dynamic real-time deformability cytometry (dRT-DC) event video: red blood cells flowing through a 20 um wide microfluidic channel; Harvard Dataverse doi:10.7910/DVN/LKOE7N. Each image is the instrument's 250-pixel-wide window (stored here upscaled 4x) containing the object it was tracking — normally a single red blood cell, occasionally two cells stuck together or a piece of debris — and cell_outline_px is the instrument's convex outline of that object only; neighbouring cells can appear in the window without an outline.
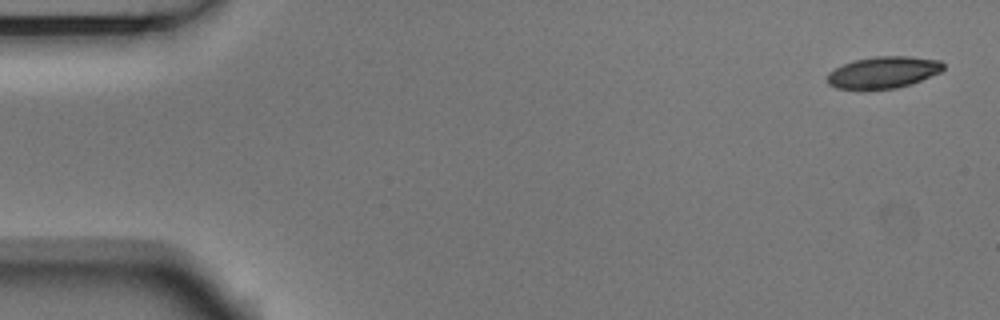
{"species": "Egyptian fruit bat (a non-hibernating species)", "species_latin": "Rousettus aegyptiacus", "temperature_condition": "room temperature", "stored_images_in_passage": 5, "camera_frame_rate_fps": 3000, "um_per_image_px": 0.085, "animal": {"sex": "male"}, "frame": {"image": 1, "passage_image": 1, "time_ms": 0.0, "image_size_px": [1000, 320], "cell_outline_px": [[944, 68], [940, 72], [912, 84], [896, 88], [836, 88], [828, 84], [828, 72], [852, 60], [876, 56], [908, 56], [940, 60], [944, 64]], "centroid_in_image_um": [75.11, 6.13], "position_along_channel_um": 9.9, "area_um2": 21.21}}
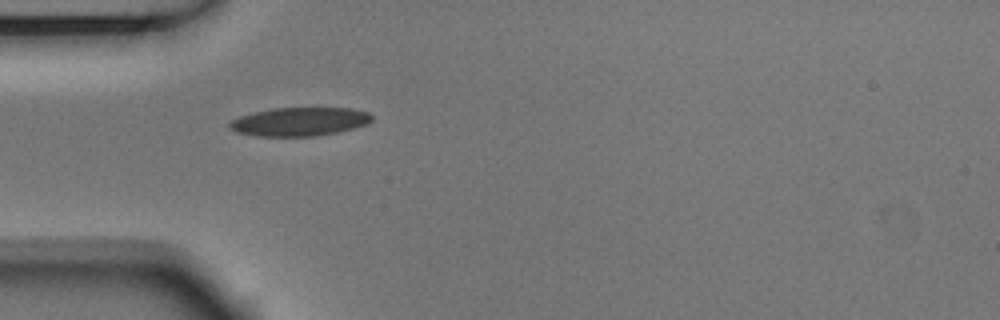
{"frame": {"image": 2, "passage_image": 5, "time_ms": 1.333, "image_size_px": [1000, 320], "cell_outline_px": [[372, 120], [364, 124], [352, 128], [336, 132], [316, 136], [256, 136], [236, 132], [228, 128], [228, 124], [232, 120], [240, 116], [272, 108], [352, 108], [368, 112], [372, 116]], "centroid_in_image_um": [25.43, 10.34], "position_along_channel_um": 59.6, "area_um2": 23.52}}